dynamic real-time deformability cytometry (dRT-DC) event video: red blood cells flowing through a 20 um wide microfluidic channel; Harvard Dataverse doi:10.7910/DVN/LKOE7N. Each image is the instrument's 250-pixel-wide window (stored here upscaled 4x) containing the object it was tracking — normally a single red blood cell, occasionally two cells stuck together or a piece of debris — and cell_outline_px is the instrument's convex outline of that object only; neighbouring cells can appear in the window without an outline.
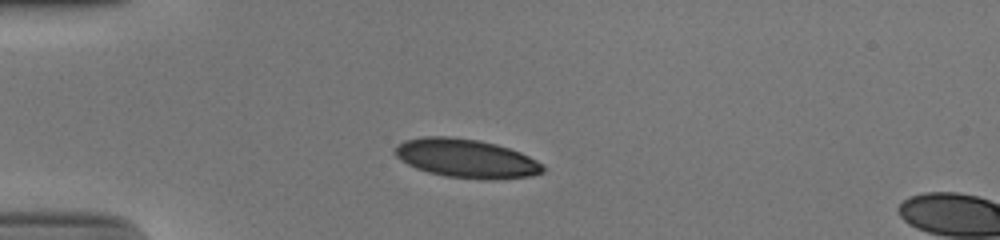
{"species": "human", "species_latin": "Homo sapiens", "temperature_condition": "cold", "stored_images_in_passage": 39, "camera_frame_rate_fps": 3000, "um_per_image_px": 0.085, "donor": {"sex": "male"}, "frame": {"image": 1, "passage_image": 1, "time_ms": 0.0, "image_size_px": [1000, 240], "cell_outline_px": [[544, 172], [532, 176], [480, 180], [444, 176], [428, 172], [416, 168], [400, 160], [392, 152], [392, 148], [396, 144], [404, 140], [424, 136], [448, 136], [480, 140], [496, 144], [520, 152], [544, 164]], "centroid_in_image_um": [39.58, 13.46], "position_along_channel_um": 45.4, "area_um2": 33.76}}
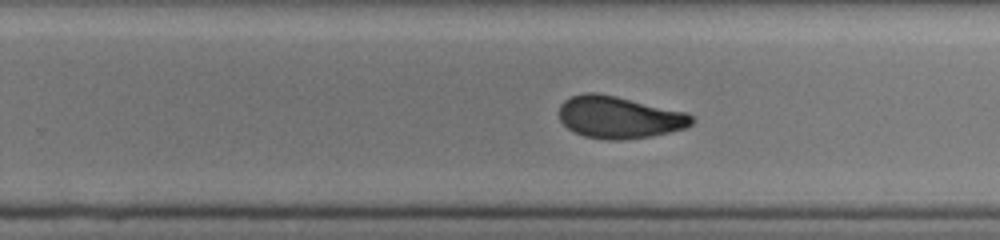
{"frame": {"image": 2, "passage_image": 21, "time_ms": 6.667, "image_size_px": [1000, 240], "cell_outline_px": [[696, 120], [692, 124], [684, 128], [652, 136], [616, 140], [608, 140], [584, 136], [568, 128], [560, 120], [560, 104], [564, 100], [572, 96], [584, 92], [596, 92], [616, 96], [688, 112]], "centroid_in_image_um": [52.65, 9.95], "position_along_channel_um": 277.2, "area_um2": 32.54}}
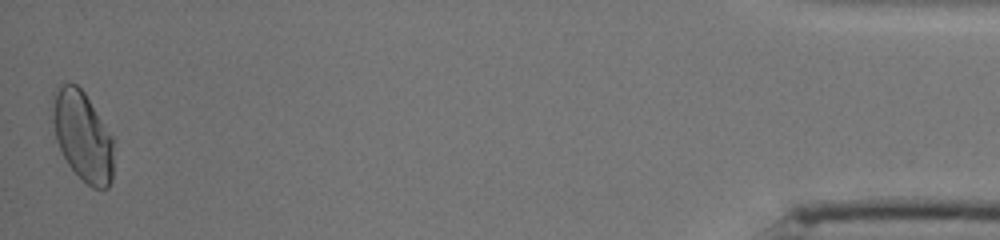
{"frame": {"image": 3, "passage_image": 39, "time_ms": 12.667, "image_size_px": [1000, 240], "cell_outline_px": [[112, 180], [108, 188], [92, 188], [68, 164], [56, 140], [48, 104], [52, 92], [60, 84], [68, 80], [76, 84], [84, 92], [112, 136]], "centroid_in_image_um": [6.95, 11.47], "position_along_channel_um": 428.3, "area_um2": 32.25}, "authors_computed_cell_mechanics": {"area_um2": 33.0616, "velocity_mm_per_s": 3.8962, "shape_relaxation_time_tau1_ms": 6.9311, "shape_relaxation_time_tau2_ms": 1.1399, "deformation_change_tau1": 0.1758, "deformation_change_tau2": 0.0583}}